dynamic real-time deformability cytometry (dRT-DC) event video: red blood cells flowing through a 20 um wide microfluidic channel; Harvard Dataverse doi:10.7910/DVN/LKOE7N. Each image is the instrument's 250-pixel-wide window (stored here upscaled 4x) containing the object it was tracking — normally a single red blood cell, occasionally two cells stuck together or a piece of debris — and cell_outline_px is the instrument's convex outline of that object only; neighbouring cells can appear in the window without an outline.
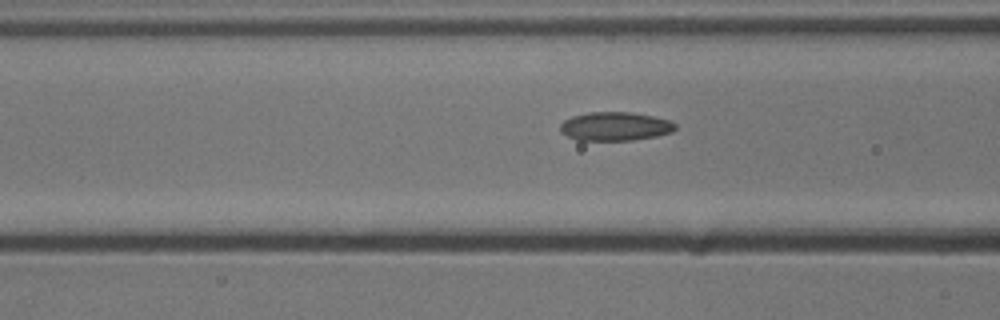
{"species": "common noctule bat (a hibernating species)", "species_latin": "Nyctalus noctula", "temperature_condition": "cold", "stored_images_in_passage": 15, "camera_frame_rate_fps": 3000, "um_per_image_px": 0.085, "animal": {"sex": "male", "body_mass_g": 13.3}, "frame": {"image": 1, "passage_image": 13, "time_ms": 4.0, "image_size_px": [1000, 320], "cell_outline_px": [[676, 128], [672, 132], [656, 136], [632, 140], [576, 140], [560, 132], [560, 124], [564, 120], [572, 116], [588, 112], [632, 112], [652, 116], [668, 120], [676, 124]], "centroid_in_image_um": [52.26, 10.74], "position_along_channel_um": 114.3, "area_um2": 19.25}}